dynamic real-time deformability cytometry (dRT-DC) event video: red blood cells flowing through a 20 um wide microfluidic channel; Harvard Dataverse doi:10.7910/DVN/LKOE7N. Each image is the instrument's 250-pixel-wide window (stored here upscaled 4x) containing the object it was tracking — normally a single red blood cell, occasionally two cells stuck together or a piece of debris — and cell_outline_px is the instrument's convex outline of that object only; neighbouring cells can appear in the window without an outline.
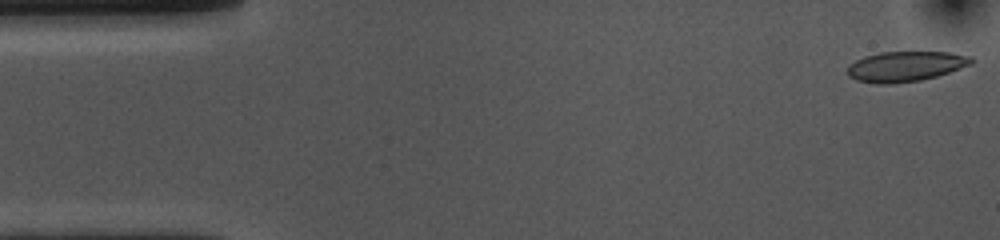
{"species": "common noctule bat (a hibernating species)", "species_latin": "Nyctalus noctula", "temperature_condition": "cold", "stored_images_in_passage": 10, "camera_frame_rate_fps": 3000, "um_per_image_px": 0.085, "animal": {"sex": "female", "body_mass_g": 10.0, "forearm_length_mm": 53.1}, "frame": {"image": 1, "passage_image": 1, "time_ms": 0.0, "image_size_px": [1000, 240], "cell_outline_px": [[976, 60], [972, 64], [936, 76], [920, 80], [888, 84], [876, 84], [856, 80], [848, 76], [848, 64], [864, 56], [880, 52], [948, 52], [972, 56]], "centroid_in_image_um": [76.96, 5.63], "position_along_channel_um": 8.0, "area_um2": 21.85}}